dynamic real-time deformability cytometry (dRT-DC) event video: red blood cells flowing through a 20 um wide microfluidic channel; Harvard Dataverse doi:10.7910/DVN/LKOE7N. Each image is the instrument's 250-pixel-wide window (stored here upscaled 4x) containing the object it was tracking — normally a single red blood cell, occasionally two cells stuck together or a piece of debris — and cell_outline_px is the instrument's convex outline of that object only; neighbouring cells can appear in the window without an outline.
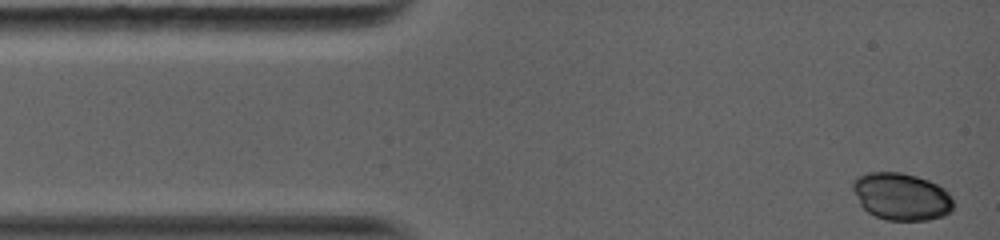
{"species": "common noctule bat (a hibernating species)", "species_latin": "Nyctalus noctula", "temperature_condition": "warm", "stored_images_in_passage": 21, "camera_frame_rate_fps": 5000, "um_per_image_px": 0.085, "animal": {"sex": "female", "body_mass_g": 19.0, "forearm_length_mm": 56.7}, "frame": {"image": 1, "passage_image": 1, "time_ms": 0.0, "image_size_px": [1000, 240], "cell_outline_px": [[952, 212], [944, 216], [928, 220], [888, 220], [876, 216], [868, 212], [860, 204], [852, 188], [852, 180], [868, 172], [900, 172], [916, 176], [928, 180], [944, 188], [952, 196]], "centroid_in_image_um": [76.63, 16.7], "position_along_channel_um": 8.4, "area_um2": 27.74}}
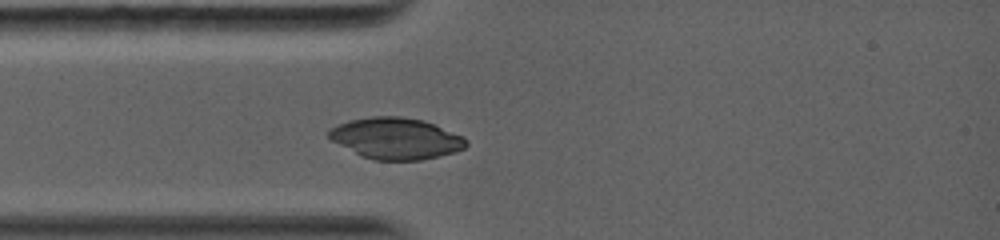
{"frame": {"image": 2, "passage_image": 10, "time_ms": 2.8, "image_size_px": [1000, 240], "cell_outline_px": [[468, 144], [464, 148], [456, 152], [420, 160], [372, 160], [360, 156], [332, 140], [328, 136], [328, 128], [348, 120], [372, 116], [400, 116], [424, 120], [464, 136], [468, 140]], "centroid_in_image_um": [33.66, 11.76], "position_along_channel_um": 51.3, "area_um2": 33.29}}
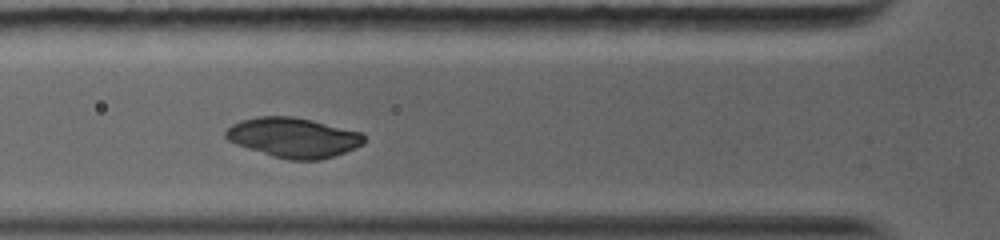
{"frame": {"image": 3, "passage_image": 12, "time_ms": 4.0, "image_size_px": [1000, 240], "cell_outline_px": [[364, 144], [356, 148], [320, 160], [288, 160], [272, 156], [236, 144], [228, 140], [224, 136], [224, 132], [232, 124], [240, 120], [256, 116], [292, 116], [312, 120], [360, 132], [364, 136]], "centroid_in_image_um": [24.91, 11.69], "position_along_channel_um": 100.9, "area_um2": 32.08}}